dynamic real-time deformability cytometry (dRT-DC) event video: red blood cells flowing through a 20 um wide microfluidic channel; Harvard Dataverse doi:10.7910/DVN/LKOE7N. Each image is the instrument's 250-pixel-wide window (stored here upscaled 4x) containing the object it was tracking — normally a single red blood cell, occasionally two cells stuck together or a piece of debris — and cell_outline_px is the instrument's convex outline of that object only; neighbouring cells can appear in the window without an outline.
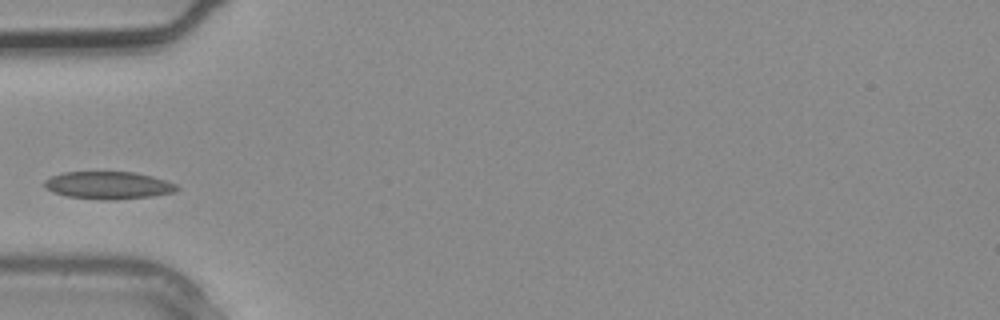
{"species": "common noctule bat (a hibernating species)", "species_latin": "Nyctalus noctula", "temperature_condition": "warm", "stored_images_in_passage": 1, "camera_frame_rate_fps": 3000, "um_per_image_px": 0.085, "animal": {"sex": "male", "body_mass_g": 20.4}, "frame": {"image": 1, "passage_image": 1, "time_ms": 0.0, "image_size_px": [1000, 320], "cell_outline_px": [[180, 188], [176, 192], [152, 196], [116, 200], [100, 200], [68, 196], [52, 192], [44, 188], [44, 180], [52, 176], [64, 172], [136, 172], [152, 176], [176, 184]], "centroid_in_image_um": [9.21, 15.75], "position_along_channel_um": 75.8, "area_um2": 21.39}}